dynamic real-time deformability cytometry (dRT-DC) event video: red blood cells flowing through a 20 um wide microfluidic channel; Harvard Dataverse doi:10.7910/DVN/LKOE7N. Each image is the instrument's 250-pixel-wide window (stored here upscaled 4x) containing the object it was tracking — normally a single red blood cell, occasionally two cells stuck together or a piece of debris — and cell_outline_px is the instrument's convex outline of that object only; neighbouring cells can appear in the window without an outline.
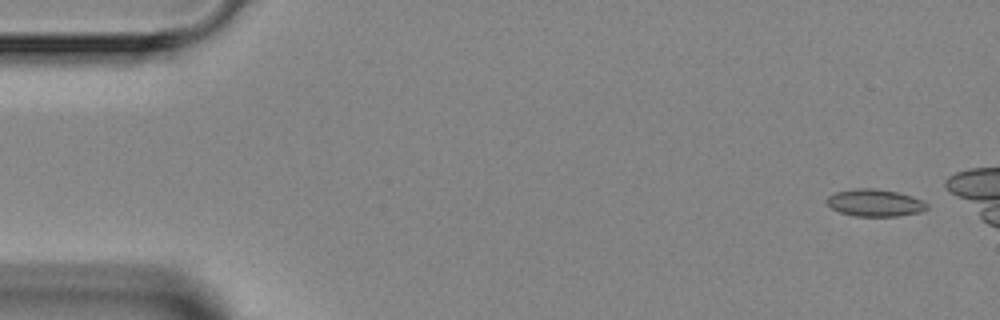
{"species": "Egyptian fruit bat (a non-hibernating species)", "species_latin": "Rousettus aegyptiacus", "temperature_condition": "room temperature", "stored_images_in_passage": 4, "camera_frame_rate_fps": 3000, "um_per_image_px": 0.085, "animal": {"sex": "female"}, "frame": {"image": 1, "passage_image": 1, "time_ms": 0.0, "image_size_px": [1000, 320], "cell_outline_px": [[928, 208], [920, 212], [896, 216], [856, 216], [840, 212], [832, 208], [824, 200], [828, 196], [836, 192], [856, 188], [876, 188], [896, 192], [912, 196], [928, 204]], "centroid_in_image_um": [74.35, 17.23], "position_along_channel_um": 10.7, "area_um2": 15.78}}